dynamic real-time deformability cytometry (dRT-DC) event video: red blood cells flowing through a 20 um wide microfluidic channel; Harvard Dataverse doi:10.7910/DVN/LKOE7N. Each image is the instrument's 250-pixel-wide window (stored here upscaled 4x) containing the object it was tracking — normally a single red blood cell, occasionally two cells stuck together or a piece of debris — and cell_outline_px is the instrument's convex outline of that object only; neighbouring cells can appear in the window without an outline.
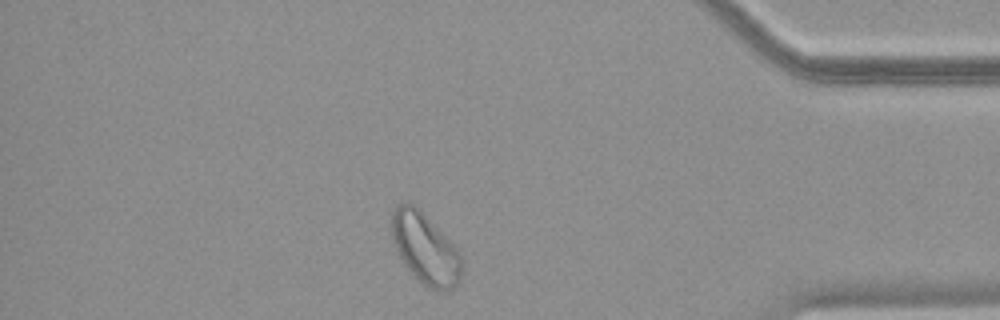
{"species": "common noctule bat (a hibernating species)", "species_latin": "Nyctalus noctula", "temperature_condition": "warm", "stored_images_in_passage": 44, "camera_frame_rate_fps": 3000, "um_per_image_px": 0.085, "animal": {"sex": "female", "body_mass_g": 18.4}, "frame": {"image": 1, "passage_image": 38, "time_ms": 12.333, "image_size_px": [1000, 320], "cell_outline_px": [[464, 260], [460, 280], [456, 288], [448, 292], [440, 292], [428, 288], [412, 276], [404, 264], [392, 240], [388, 224], [388, 220], [396, 204], [404, 200], [408, 200], [416, 204], [460, 252]], "centroid_in_image_um": [36.12, 21.11], "position_along_channel_um": 399.1, "area_um2": 30.29}}